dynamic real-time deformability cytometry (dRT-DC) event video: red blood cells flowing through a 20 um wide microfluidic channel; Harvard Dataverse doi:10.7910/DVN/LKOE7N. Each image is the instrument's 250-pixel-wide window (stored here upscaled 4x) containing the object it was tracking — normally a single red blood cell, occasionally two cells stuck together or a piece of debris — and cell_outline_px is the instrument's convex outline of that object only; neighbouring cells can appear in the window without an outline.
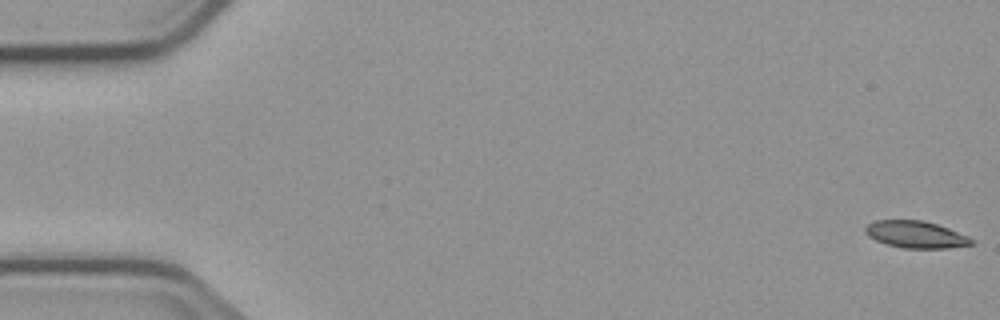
{"species": "common noctule bat (a hibernating species)", "species_latin": "Nyctalus noctula", "temperature_condition": "cold", "stored_images_in_passage": 5, "camera_frame_rate_fps": 3000, "um_per_image_px": 0.085, "animal": {"sex": "male", "body_mass_g": 23.1, "forearm_length_mm": 52.7}, "frame": {"image": 1, "passage_image": 1, "time_ms": 0.0, "image_size_px": [1000, 320], "cell_outline_px": [[976, 244], [948, 248], [904, 248], [888, 244], [876, 240], [868, 236], [864, 232], [864, 228], [872, 220], [924, 220], [948, 228], [968, 236], [976, 240]], "centroid_in_image_um": [77.86, 19.93], "position_along_channel_um": 7.1, "area_um2": 16.82}}